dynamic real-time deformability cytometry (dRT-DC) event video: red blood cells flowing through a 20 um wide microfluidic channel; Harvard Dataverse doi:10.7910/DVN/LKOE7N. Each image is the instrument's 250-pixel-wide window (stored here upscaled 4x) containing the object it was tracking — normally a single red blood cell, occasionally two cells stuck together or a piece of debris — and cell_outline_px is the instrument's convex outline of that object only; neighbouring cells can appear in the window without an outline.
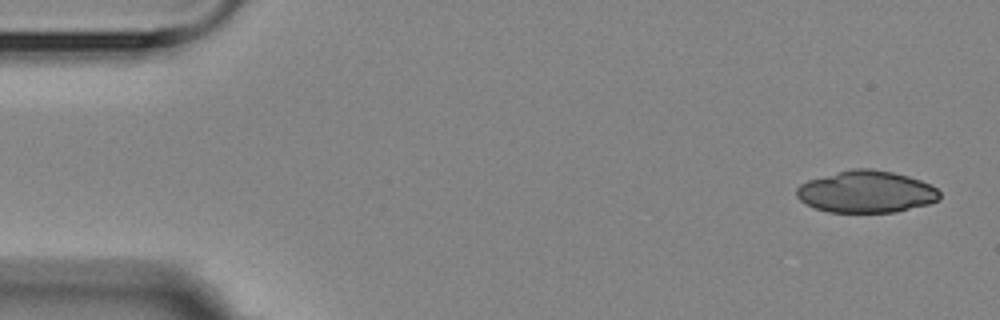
{"species": "Egyptian fruit bat (a non-hibernating species)", "species_latin": "Rousettus aegyptiacus", "temperature_condition": "room temperature", "stored_images_in_passage": 6, "camera_frame_rate_fps": 3000, "um_per_image_px": 0.085, "animal": {"sex": "female"}, "frame": {"image": 1, "passage_image": 1, "time_ms": 0.0, "image_size_px": [1000, 320], "cell_outline_px": [[940, 200], [928, 204], [892, 212], [828, 212], [804, 204], [796, 196], [796, 188], [800, 184], [808, 180], [836, 172], [852, 168], [872, 168], [892, 172], [908, 176], [932, 184], [940, 192]], "centroid_in_image_um": [73.62, 16.29], "position_along_channel_um": 11.4, "area_um2": 35.08}}